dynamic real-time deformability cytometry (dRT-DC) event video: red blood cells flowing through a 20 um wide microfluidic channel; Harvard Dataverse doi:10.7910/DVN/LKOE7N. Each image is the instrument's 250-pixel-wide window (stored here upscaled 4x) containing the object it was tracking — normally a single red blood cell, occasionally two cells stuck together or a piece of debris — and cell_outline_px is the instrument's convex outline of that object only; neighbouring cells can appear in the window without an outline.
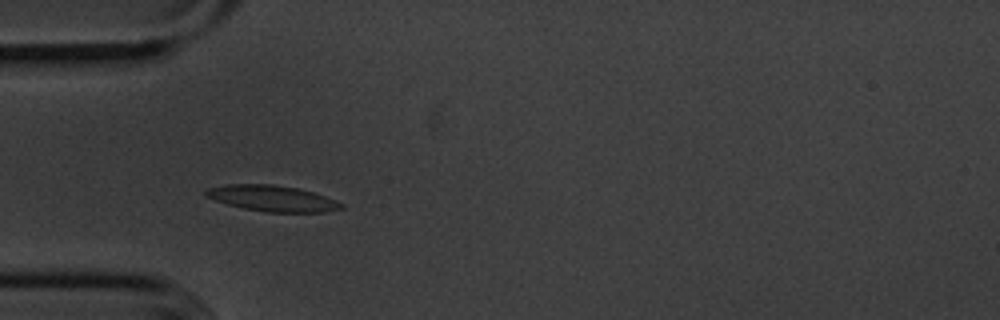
{"species": "common noctule bat (a hibernating species)", "species_latin": "Nyctalus noctula", "temperature_condition": "cold", "stored_images_in_passage": 40, "camera_frame_rate_fps": 3000, "um_per_image_px": 0.085, "animal": {"sex": "male", "body_mass_g": 20.1, "forearm_length_mm": 53.5}, "frame": {"image": 1, "passage_image": 1, "time_ms": 0.0, "image_size_px": [1000, 320], "cell_outline_px": [[344, 208], [324, 212], [264, 212], [244, 208], [228, 204], [204, 196], [204, 192], [208, 188], [228, 184], [272, 184], [296, 188], [312, 192], [336, 200], [344, 204]], "centroid_in_image_um": [23.15, 16.86], "position_along_channel_um": 61.9, "area_um2": 20.35}}
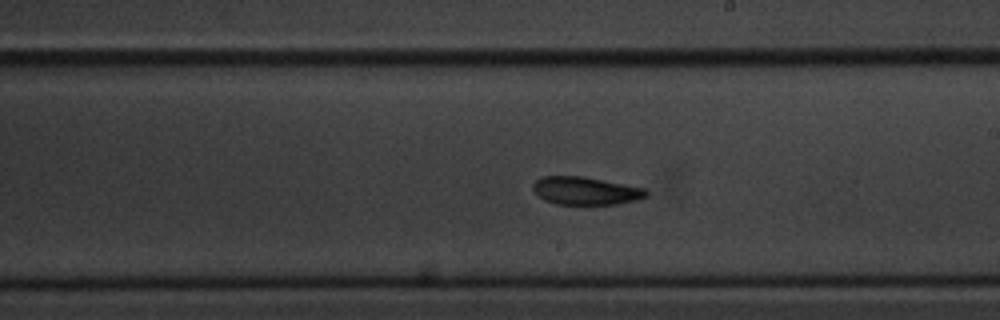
{"frame": {"image": 2, "passage_image": 16, "time_ms": 5.0, "image_size_px": [1000, 320], "cell_outline_px": [[648, 196], [636, 200], [620, 204], [556, 204], [544, 200], [532, 188], [532, 184], [540, 176], [584, 176], [644, 188], [648, 192]], "centroid_in_image_um": [49.77, 16.21], "position_along_channel_um": 239.2, "area_um2": 18.44}}
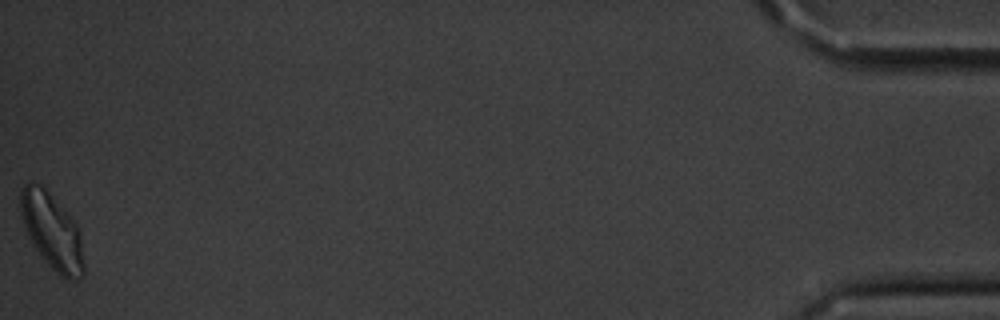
{"frame": {"image": 3, "passage_image": 40, "time_ms": 13.0, "image_size_px": [1000, 320], "cell_outline_px": [[84, 276], [76, 280], [68, 280], [60, 276], [40, 256], [32, 244], [24, 228], [20, 212], [20, 188], [28, 180], [32, 180], [40, 184], [48, 192], [76, 224], [80, 232], [84, 264]], "centroid_in_image_um": [4.39, 19.66], "position_along_channel_um": 430.8, "area_um2": 28.15}, "authors_computed_cell_mechanics": {"area_um2": 19.363, "velocity_mm_per_s": 3.5801, "shape_relaxation_time_tau1_ms": 5.3115, "shape_relaxation_time_tau2_ms": 3.2542, "deformation_change_tau1": 0.1246, "deformation_change_tau2": 0.0918}}